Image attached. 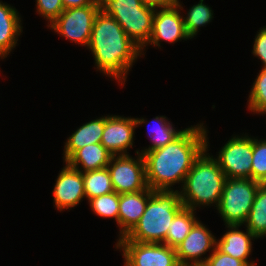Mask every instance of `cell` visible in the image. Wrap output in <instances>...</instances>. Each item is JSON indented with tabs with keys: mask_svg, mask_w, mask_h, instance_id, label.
<instances>
[{
	"mask_svg": "<svg viewBox=\"0 0 266 266\" xmlns=\"http://www.w3.org/2000/svg\"><path fill=\"white\" fill-rule=\"evenodd\" d=\"M153 121L156 126L151 130L152 133L150 132V134L148 135L151 138L152 144L151 146L149 145L148 148H144V150H141V152H139L142 155L147 151H152L154 149L167 145L184 131V129L176 130L172 122H169L168 118H166L165 116H156L155 118H153Z\"/></svg>",
	"mask_w": 266,
	"mask_h": 266,
	"instance_id": "cell-23",
	"label": "cell"
},
{
	"mask_svg": "<svg viewBox=\"0 0 266 266\" xmlns=\"http://www.w3.org/2000/svg\"><path fill=\"white\" fill-rule=\"evenodd\" d=\"M228 231L218 240L216 247L236 259L244 261L248 266H257L249 261L252 252V240L257 239L247 228L246 232L239 230L240 225H226Z\"/></svg>",
	"mask_w": 266,
	"mask_h": 266,
	"instance_id": "cell-16",
	"label": "cell"
},
{
	"mask_svg": "<svg viewBox=\"0 0 266 266\" xmlns=\"http://www.w3.org/2000/svg\"><path fill=\"white\" fill-rule=\"evenodd\" d=\"M65 164L53 188L54 204L60 212L74 208L85 198L82 172Z\"/></svg>",
	"mask_w": 266,
	"mask_h": 266,
	"instance_id": "cell-14",
	"label": "cell"
},
{
	"mask_svg": "<svg viewBox=\"0 0 266 266\" xmlns=\"http://www.w3.org/2000/svg\"><path fill=\"white\" fill-rule=\"evenodd\" d=\"M21 17L13 6L0 1V59H4L17 45L22 33Z\"/></svg>",
	"mask_w": 266,
	"mask_h": 266,
	"instance_id": "cell-17",
	"label": "cell"
},
{
	"mask_svg": "<svg viewBox=\"0 0 266 266\" xmlns=\"http://www.w3.org/2000/svg\"><path fill=\"white\" fill-rule=\"evenodd\" d=\"M37 13L48 21L49 26L63 11L61 0H36Z\"/></svg>",
	"mask_w": 266,
	"mask_h": 266,
	"instance_id": "cell-28",
	"label": "cell"
},
{
	"mask_svg": "<svg viewBox=\"0 0 266 266\" xmlns=\"http://www.w3.org/2000/svg\"><path fill=\"white\" fill-rule=\"evenodd\" d=\"M183 207L179 190H154L140 220L120 239L141 243H163L171 221Z\"/></svg>",
	"mask_w": 266,
	"mask_h": 266,
	"instance_id": "cell-4",
	"label": "cell"
},
{
	"mask_svg": "<svg viewBox=\"0 0 266 266\" xmlns=\"http://www.w3.org/2000/svg\"><path fill=\"white\" fill-rule=\"evenodd\" d=\"M206 148L195 159L179 191L184 207L197 210L196 207H218L227 177L220 168L216 157L210 156ZM216 205V206H215Z\"/></svg>",
	"mask_w": 266,
	"mask_h": 266,
	"instance_id": "cell-3",
	"label": "cell"
},
{
	"mask_svg": "<svg viewBox=\"0 0 266 266\" xmlns=\"http://www.w3.org/2000/svg\"><path fill=\"white\" fill-rule=\"evenodd\" d=\"M105 125V116L98 117L80 126L72 133L64 145V162L78 149L89 145L101 143Z\"/></svg>",
	"mask_w": 266,
	"mask_h": 266,
	"instance_id": "cell-19",
	"label": "cell"
},
{
	"mask_svg": "<svg viewBox=\"0 0 266 266\" xmlns=\"http://www.w3.org/2000/svg\"><path fill=\"white\" fill-rule=\"evenodd\" d=\"M251 179L261 184L266 182V139L252 137Z\"/></svg>",
	"mask_w": 266,
	"mask_h": 266,
	"instance_id": "cell-27",
	"label": "cell"
},
{
	"mask_svg": "<svg viewBox=\"0 0 266 266\" xmlns=\"http://www.w3.org/2000/svg\"><path fill=\"white\" fill-rule=\"evenodd\" d=\"M143 4L154 9L167 8L175 5L171 0H142Z\"/></svg>",
	"mask_w": 266,
	"mask_h": 266,
	"instance_id": "cell-32",
	"label": "cell"
},
{
	"mask_svg": "<svg viewBox=\"0 0 266 266\" xmlns=\"http://www.w3.org/2000/svg\"><path fill=\"white\" fill-rule=\"evenodd\" d=\"M153 191L147 187L142 191L120 194L118 214L120 234L118 239L124 237L140 220Z\"/></svg>",
	"mask_w": 266,
	"mask_h": 266,
	"instance_id": "cell-15",
	"label": "cell"
},
{
	"mask_svg": "<svg viewBox=\"0 0 266 266\" xmlns=\"http://www.w3.org/2000/svg\"><path fill=\"white\" fill-rule=\"evenodd\" d=\"M84 180V191L87 200L105 195L114 191L110 173L107 167L82 172Z\"/></svg>",
	"mask_w": 266,
	"mask_h": 266,
	"instance_id": "cell-22",
	"label": "cell"
},
{
	"mask_svg": "<svg viewBox=\"0 0 266 266\" xmlns=\"http://www.w3.org/2000/svg\"><path fill=\"white\" fill-rule=\"evenodd\" d=\"M200 0L196 5L190 7L186 17L183 16L184 27L190 39L194 38L200 30V27L210 23L213 17L211 7Z\"/></svg>",
	"mask_w": 266,
	"mask_h": 266,
	"instance_id": "cell-24",
	"label": "cell"
},
{
	"mask_svg": "<svg viewBox=\"0 0 266 266\" xmlns=\"http://www.w3.org/2000/svg\"><path fill=\"white\" fill-rule=\"evenodd\" d=\"M140 150H136V159L130 155L112 156L107 169L110 173L112 186L118 194L145 190V160Z\"/></svg>",
	"mask_w": 266,
	"mask_h": 266,
	"instance_id": "cell-9",
	"label": "cell"
},
{
	"mask_svg": "<svg viewBox=\"0 0 266 266\" xmlns=\"http://www.w3.org/2000/svg\"><path fill=\"white\" fill-rule=\"evenodd\" d=\"M148 122L144 118L123 117L120 115L105 116V125L101 144L113 155H129L133 148L136 127Z\"/></svg>",
	"mask_w": 266,
	"mask_h": 266,
	"instance_id": "cell-11",
	"label": "cell"
},
{
	"mask_svg": "<svg viewBox=\"0 0 266 266\" xmlns=\"http://www.w3.org/2000/svg\"><path fill=\"white\" fill-rule=\"evenodd\" d=\"M248 97V109L253 113L266 114V68L255 79Z\"/></svg>",
	"mask_w": 266,
	"mask_h": 266,
	"instance_id": "cell-26",
	"label": "cell"
},
{
	"mask_svg": "<svg viewBox=\"0 0 266 266\" xmlns=\"http://www.w3.org/2000/svg\"><path fill=\"white\" fill-rule=\"evenodd\" d=\"M88 48L94 56L96 69L110 78L114 77L121 85H124L133 63L145 54L120 24L101 10L94 20Z\"/></svg>",
	"mask_w": 266,
	"mask_h": 266,
	"instance_id": "cell-2",
	"label": "cell"
},
{
	"mask_svg": "<svg viewBox=\"0 0 266 266\" xmlns=\"http://www.w3.org/2000/svg\"><path fill=\"white\" fill-rule=\"evenodd\" d=\"M112 156L101 143L89 144L76 150L65 163L81 172H88L107 167Z\"/></svg>",
	"mask_w": 266,
	"mask_h": 266,
	"instance_id": "cell-18",
	"label": "cell"
},
{
	"mask_svg": "<svg viewBox=\"0 0 266 266\" xmlns=\"http://www.w3.org/2000/svg\"><path fill=\"white\" fill-rule=\"evenodd\" d=\"M99 11L100 5L64 9L48 28L66 40L88 47L94 20Z\"/></svg>",
	"mask_w": 266,
	"mask_h": 266,
	"instance_id": "cell-8",
	"label": "cell"
},
{
	"mask_svg": "<svg viewBox=\"0 0 266 266\" xmlns=\"http://www.w3.org/2000/svg\"><path fill=\"white\" fill-rule=\"evenodd\" d=\"M116 249L122 251L124 266H180L176 249L164 243H141L117 239Z\"/></svg>",
	"mask_w": 266,
	"mask_h": 266,
	"instance_id": "cell-7",
	"label": "cell"
},
{
	"mask_svg": "<svg viewBox=\"0 0 266 266\" xmlns=\"http://www.w3.org/2000/svg\"><path fill=\"white\" fill-rule=\"evenodd\" d=\"M261 183L250 178H227L217 209L225 225L243 226Z\"/></svg>",
	"mask_w": 266,
	"mask_h": 266,
	"instance_id": "cell-6",
	"label": "cell"
},
{
	"mask_svg": "<svg viewBox=\"0 0 266 266\" xmlns=\"http://www.w3.org/2000/svg\"><path fill=\"white\" fill-rule=\"evenodd\" d=\"M236 136L221 147L216 156L217 162L227 178L251 179L252 138L248 135Z\"/></svg>",
	"mask_w": 266,
	"mask_h": 266,
	"instance_id": "cell-10",
	"label": "cell"
},
{
	"mask_svg": "<svg viewBox=\"0 0 266 266\" xmlns=\"http://www.w3.org/2000/svg\"><path fill=\"white\" fill-rule=\"evenodd\" d=\"M64 9L84 7L87 5H100L99 0H61Z\"/></svg>",
	"mask_w": 266,
	"mask_h": 266,
	"instance_id": "cell-31",
	"label": "cell"
},
{
	"mask_svg": "<svg viewBox=\"0 0 266 266\" xmlns=\"http://www.w3.org/2000/svg\"><path fill=\"white\" fill-rule=\"evenodd\" d=\"M257 238L266 237V185L260 184L248 218L244 224Z\"/></svg>",
	"mask_w": 266,
	"mask_h": 266,
	"instance_id": "cell-21",
	"label": "cell"
},
{
	"mask_svg": "<svg viewBox=\"0 0 266 266\" xmlns=\"http://www.w3.org/2000/svg\"><path fill=\"white\" fill-rule=\"evenodd\" d=\"M175 5L179 3V0H171Z\"/></svg>",
	"mask_w": 266,
	"mask_h": 266,
	"instance_id": "cell-33",
	"label": "cell"
},
{
	"mask_svg": "<svg viewBox=\"0 0 266 266\" xmlns=\"http://www.w3.org/2000/svg\"><path fill=\"white\" fill-rule=\"evenodd\" d=\"M216 237L200 220L193 226L185 239L175 248L180 266H203L208 251L216 248Z\"/></svg>",
	"mask_w": 266,
	"mask_h": 266,
	"instance_id": "cell-13",
	"label": "cell"
},
{
	"mask_svg": "<svg viewBox=\"0 0 266 266\" xmlns=\"http://www.w3.org/2000/svg\"><path fill=\"white\" fill-rule=\"evenodd\" d=\"M182 9L181 2L167 8L155 9L152 33L144 47L149 44L161 47L160 43L163 40L168 43H175L190 39L184 27L183 15L180 12Z\"/></svg>",
	"mask_w": 266,
	"mask_h": 266,
	"instance_id": "cell-12",
	"label": "cell"
},
{
	"mask_svg": "<svg viewBox=\"0 0 266 266\" xmlns=\"http://www.w3.org/2000/svg\"><path fill=\"white\" fill-rule=\"evenodd\" d=\"M203 266H248L244 261L221 252L217 247L208 256Z\"/></svg>",
	"mask_w": 266,
	"mask_h": 266,
	"instance_id": "cell-29",
	"label": "cell"
},
{
	"mask_svg": "<svg viewBox=\"0 0 266 266\" xmlns=\"http://www.w3.org/2000/svg\"><path fill=\"white\" fill-rule=\"evenodd\" d=\"M203 125H191L172 142L143 154L146 183L151 190L172 191L176 183L183 185L195 159L206 148L208 132Z\"/></svg>",
	"mask_w": 266,
	"mask_h": 266,
	"instance_id": "cell-1",
	"label": "cell"
},
{
	"mask_svg": "<svg viewBox=\"0 0 266 266\" xmlns=\"http://www.w3.org/2000/svg\"><path fill=\"white\" fill-rule=\"evenodd\" d=\"M120 194L111 193L88 200L91 210L103 218H114L118 224Z\"/></svg>",
	"mask_w": 266,
	"mask_h": 266,
	"instance_id": "cell-25",
	"label": "cell"
},
{
	"mask_svg": "<svg viewBox=\"0 0 266 266\" xmlns=\"http://www.w3.org/2000/svg\"><path fill=\"white\" fill-rule=\"evenodd\" d=\"M99 3L100 10L112 16L143 52L152 33L155 9L142 0H99Z\"/></svg>",
	"mask_w": 266,
	"mask_h": 266,
	"instance_id": "cell-5",
	"label": "cell"
},
{
	"mask_svg": "<svg viewBox=\"0 0 266 266\" xmlns=\"http://www.w3.org/2000/svg\"><path fill=\"white\" fill-rule=\"evenodd\" d=\"M258 31L254 38L252 54L261 60L262 68H266V26Z\"/></svg>",
	"mask_w": 266,
	"mask_h": 266,
	"instance_id": "cell-30",
	"label": "cell"
},
{
	"mask_svg": "<svg viewBox=\"0 0 266 266\" xmlns=\"http://www.w3.org/2000/svg\"><path fill=\"white\" fill-rule=\"evenodd\" d=\"M196 211L183 207L171 221L166 239L163 242L169 247L176 248L189 234L193 226L199 221L195 217Z\"/></svg>",
	"mask_w": 266,
	"mask_h": 266,
	"instance_id": "cell-20",
	"label": "cell"
}]
</instances>
